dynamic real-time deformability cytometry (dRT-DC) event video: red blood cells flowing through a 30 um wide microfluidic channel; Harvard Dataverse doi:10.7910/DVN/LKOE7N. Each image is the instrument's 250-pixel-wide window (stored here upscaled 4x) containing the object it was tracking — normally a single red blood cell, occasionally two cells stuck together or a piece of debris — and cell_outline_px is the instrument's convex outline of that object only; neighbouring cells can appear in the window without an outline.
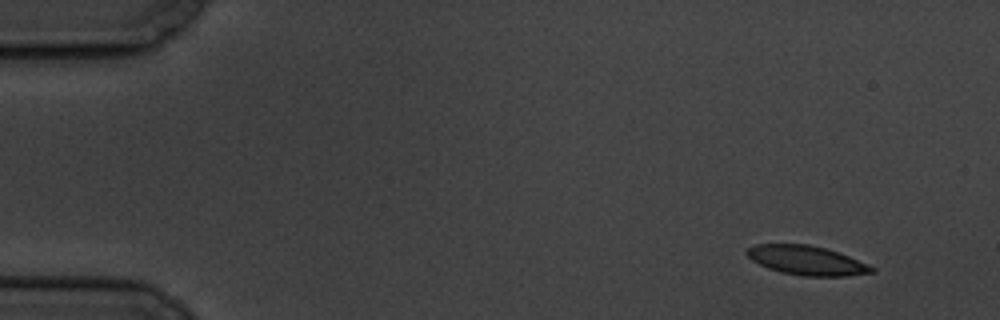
{"species": "common noctule bat (a hibernating species)", "species_latin": "Nyctalus noctula", "temperature_condition": "cold", "stored_images_in_passage": 5, "camera_frame_rate_fps": 3000, "um_per_image_px": 0.085, "animal": {"sex": "male", "body_mass_g": 19.5, "forearm_length_mm": 54.6}, "frame": {"image": 1, "passage_image": 1, "time_ms": 0.0, "image_size_px": [1000, 320], "cell_outline_px": [[876, 272], [848, 276], [804, 276], [780, 272], [768, 268], [752, 260], [744, 252], [748, 248], [756, 244], [808, 244], [824, 248], [848, 256], [868, 264], [876, 268]], "centroid_in_image_um": [68.58, 22.14], "position_along_channel_um": 16.4, "area_um2": 21.21}}